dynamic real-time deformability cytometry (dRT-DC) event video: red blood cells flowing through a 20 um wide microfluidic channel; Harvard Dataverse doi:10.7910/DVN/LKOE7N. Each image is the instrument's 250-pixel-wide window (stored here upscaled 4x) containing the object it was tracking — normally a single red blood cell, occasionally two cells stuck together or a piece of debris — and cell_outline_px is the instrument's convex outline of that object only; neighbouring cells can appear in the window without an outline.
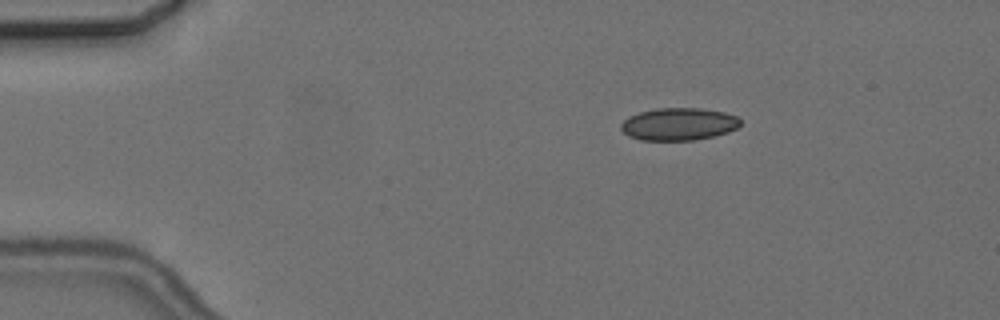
{"species": "common noctule bat (a hibernating species)", "species_latin": "Nyctalus noctula", "temperature_condition": "cold", "stored_images_in_passage": 7, "camera_frame_rate_fps": 3000, "um_per_image_px": 0.085, "animal": {"sex": "female", "body_mass_g": 24.6, "forearm_length_mm": 56.2}, "frame": {"image": 1, "passage_image": 3, "time_ms": 3.0, "image_size_px": [1000, 320], "cell_outline_px": [[740, 124], [736, 128], [728, 132], [716, 136], [692, 140], [640, 140], [628, 136], [620, 128], [620, 124], [628, 116], [640, 112], [656, 108], [700, 108], [724, 112], [736, 116], [740, 120]], "centroid_in_image_um": [57.67, 10.55], "position_along_channel_um": 27.3, "area_um2": 22.66}}
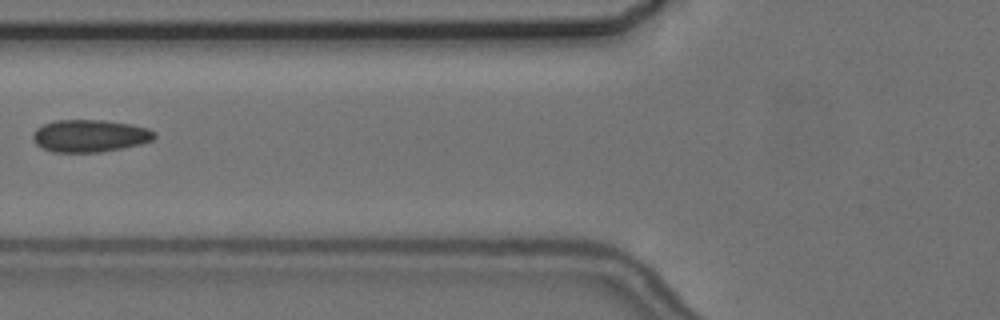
{"frame": {"image": 2, "passage_image": 6, "time_ms": 7.333, "image_size_px": [1000, 320], "cell_outline_px": [[156, 136], [152, 140], [140, 144], [100, 152], [52, 152], [36, 144], [32, 140], [32, 132], [36, 128], [44, 124], [56, 120], [104, 120], [132, 124], [148, 128], [156, 132]], "centroid_in_image_um": [7.62, 11.54], "position_along_channel_um": 118.2, "area_um2": 23.0}}
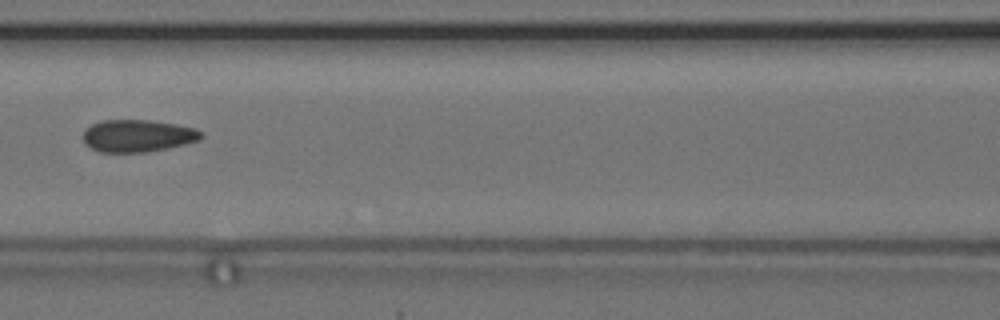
{"frame": {"image": 3, "passage_image": 7, "time_ms": 8.333, "image_size_px": [1000, 320], "cell_outline_px": [[204, 136], [200, 140], [168, 148], [144, 152], [100, 152], [84, 144], [84, 132], [92, 124], [104, 120], [148, 120], [176, 124], [196, 128]], "centroid_in_image_um": [11.72, 11.54], "position_along_channel_um": 154.9, "area_um2": 22.08}}